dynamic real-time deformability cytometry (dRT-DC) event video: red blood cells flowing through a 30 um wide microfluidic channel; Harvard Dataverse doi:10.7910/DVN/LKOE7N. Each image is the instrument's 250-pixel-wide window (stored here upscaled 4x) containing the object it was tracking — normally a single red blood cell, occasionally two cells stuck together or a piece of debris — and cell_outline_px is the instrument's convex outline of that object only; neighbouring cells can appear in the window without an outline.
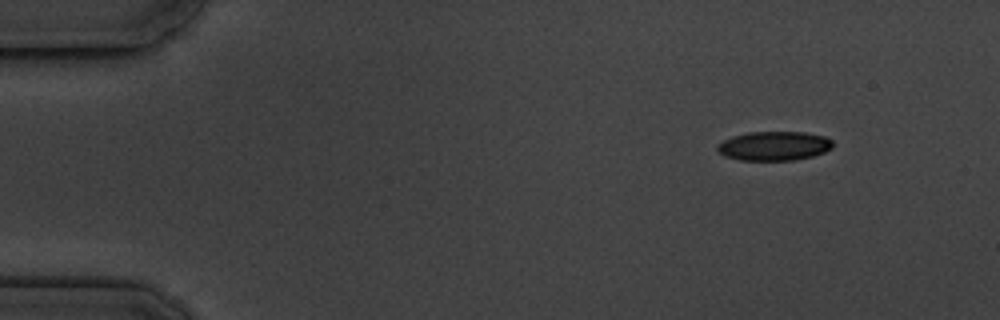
{"species": "common noctule bat (a hibernating species)", "species_latin": "Nyctalus noctula", "temperature_condition": "cold", "stored_images_in_passage": 4, "camera_frame_rate_fps": 3000, "um_per_image_px": 0.085, "animal": {"sex": "male", "body_mass_g": 19.5, "forearm_length_mm": 54.6}, "frame": {"image": 1, "passage_image": 1, "time_ms": 0.0, "image_size_px": [1000, 320], "cell_outline_px": [[832, 148], [824, 152], [812, 156], [796, 160], [740, 160], [724, 156], [716, 148], [716, 144], [732, 136], [748, 132], [804, 132], [824, 136], [832, 140]], "centroid_in_image_um": [65.78, 12.4], "position_along_channel_um": 19.2, "area_um2": 19.65}}
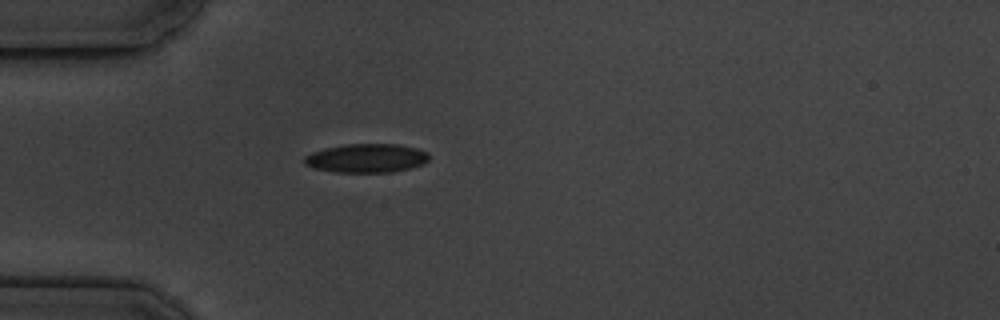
{"frame": {"image": 2, "passage_image": 4, "time_ms": 3.333, "image_size_px": [1000, 320], "cell_outline_px": [[428, 160], [424, 164], [392, 172], [336, 172], [316, 168], [304, 164], [304, 156], [312, 152], [324, 148], [344, 144], [400, 144], [416, 148], [428, 152]], "centroid_in_image_um": [31.15, 13.43], "position_along_channel_um": 53.8, "area_um2": 20.92}}